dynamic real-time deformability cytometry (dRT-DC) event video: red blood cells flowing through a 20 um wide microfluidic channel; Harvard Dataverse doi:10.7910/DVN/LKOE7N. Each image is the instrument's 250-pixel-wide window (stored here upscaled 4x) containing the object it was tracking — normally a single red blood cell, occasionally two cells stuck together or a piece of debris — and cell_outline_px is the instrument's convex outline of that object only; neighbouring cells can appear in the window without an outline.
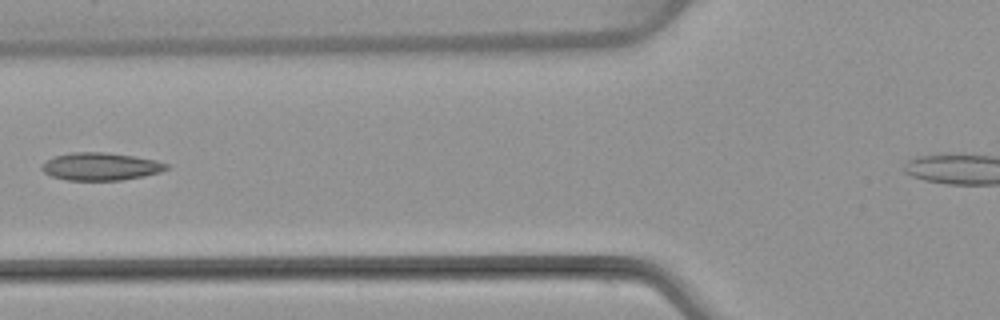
{"species": "common noctule bat (a hibernating species)", "species_latin": "Nyctalus noctula", "temperature_condition": "warm", "stored_images_in_passage": 6, "camera_frame_rate_fps": 3000, "um_per_image_px": 0.085, "animal": {"sex": "female", "body_mass_g": 22.7, "forearm_length_mm": 54.2}, "frame": {"image": 1, "passage_image": 6, "time_ms": 6.0, "image_size_px": [1000, 320], "cell_outline_px": [[168, 168], [160, 172], [144, 176], [120, 180], [68, 180], [52, 176], [44, 172], [40, 168], [40, 164], [56, 156], [72, 152], [104, 152], [132, 156], [156, 160], [168, 164]], "centroid_in_image_um": [8.54, 14.15], "position_along_channel_um": 117.3, "area_um2": 19.94}}